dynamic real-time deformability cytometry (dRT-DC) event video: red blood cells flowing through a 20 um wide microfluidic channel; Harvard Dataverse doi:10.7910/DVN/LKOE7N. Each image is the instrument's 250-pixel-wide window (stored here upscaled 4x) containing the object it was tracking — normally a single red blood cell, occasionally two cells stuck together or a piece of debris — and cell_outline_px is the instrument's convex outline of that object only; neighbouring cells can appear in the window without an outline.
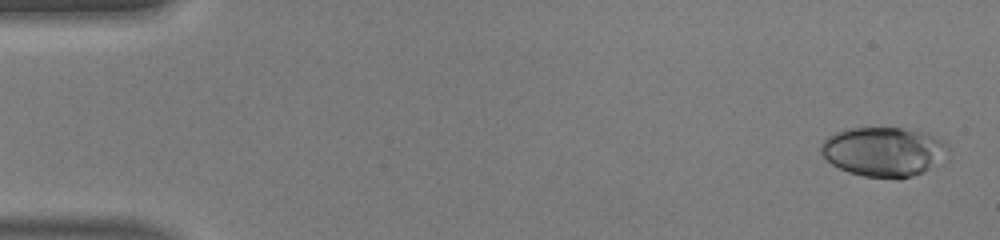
{"species": "human", "species_latin": "Homo sapiens", "temperature_condition": "warm", "stored_images_in_passage": 49, "camera_frame_rate_fps": 3000, "um_per_image_px": 0.085, "donor": {"sex": "male"}, "frame": {"image": 1, "passage_image": 2, "time_ms": 0.333, "image_size_px": [1000, 240], "cell_outline_px": [[948, 148], [924, 172], [912, 176], [864, 176], [848, 172], [832, 164], [820, 152], [820, 148], [824, 140], [828, 136], [836, 132], [848, 128], [900, 128], [924, 132], [944, 140]], "centroid_in_image_um": [75.03, 12.85], "position_along_channel_um": 10.0, "area_um2": 35.49}}
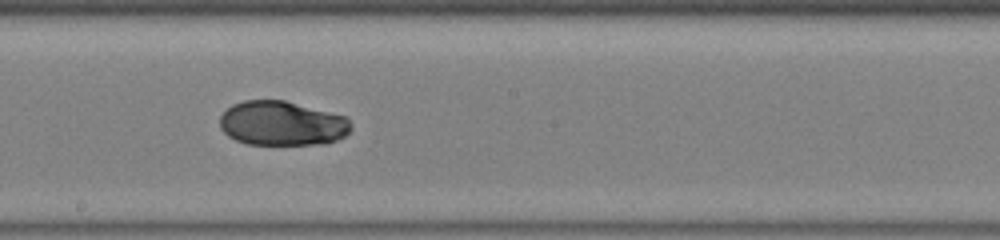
{"frame": {"image": 2, "passage_image": 28, "time_ms": 9.0, "image_size_px": [1000, 240], "cell_outline_px": [[352, 128], [344, 136], [328, 144], [248, 144], [236, 140], [228, 136], [220, 128], [220, 116], [232, 104], [244, 100], [284, 100], [348, 116], [352, 124]], "centroid_in_image_um": [24.0, 10.48], "position_along_channel_um": 224.2, "area_um2": 34.28}}
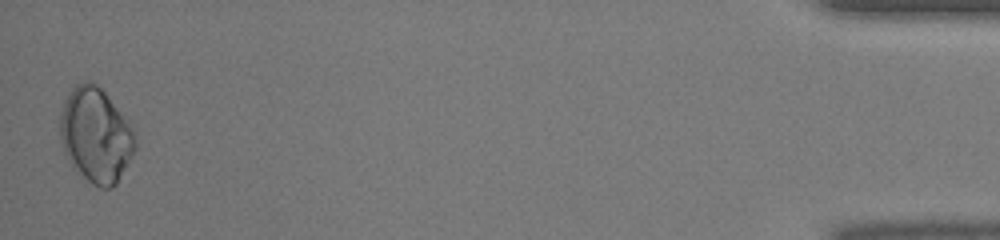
{"frame": {"image": 3, "passage_image": 49, "time_ms": 16.0, "image_size_px": [1000, 240], "cell_outline_px": [[136, 148], [116, 184], [112, 188], [100, 188], [92, 184], [76, 172], [64, 152], [60, 140], [60, 112], [64, 100], [72, 88], [76, 84], [84, 80], [92, 80], [104, 92], [120, 112], [132, 128], [136, 140]], "centroid_in_image_um": [8.11, 11.49], "position_along_channel_um": 427.1, "area_um2": 41.38}}